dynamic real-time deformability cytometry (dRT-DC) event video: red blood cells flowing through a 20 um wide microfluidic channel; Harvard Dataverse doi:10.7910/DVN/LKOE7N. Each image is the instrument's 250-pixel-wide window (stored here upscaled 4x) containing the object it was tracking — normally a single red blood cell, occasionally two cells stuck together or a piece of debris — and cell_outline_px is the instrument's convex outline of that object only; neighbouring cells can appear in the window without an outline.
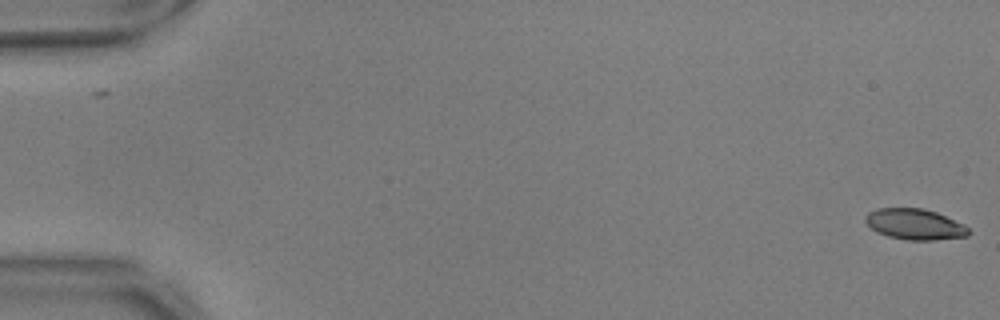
{"species": "common noctule bat (a hibernating species)", "species_latin": "Nyctalus noctula", "temperature_condition": "warm", "stored_images_in_passage": 55, "camera_frame_rate_fps": 3000, "um_per_image_px": 0.085, "animal": {"sex": "male", "body_mass_g": 17.9, "forearm_length_mm": 54.2}, "frame": {"image": 1, "passage_image": 1, "time_ms": 0.0, "image_size_px": [1000, 320], "cell_outline_px": [[972, 232], [968, 236], [936, 240], [908, 240], [888, 236], [876, 232], [864, 220], [864, 216], [868, 212], [876, 208], [924, 208], [936, 212], [964, 224]], "centroid_in_image_um": [77.76, 19.06], "position_along_channel_um": 7.2, "area_um2": 18.67}}
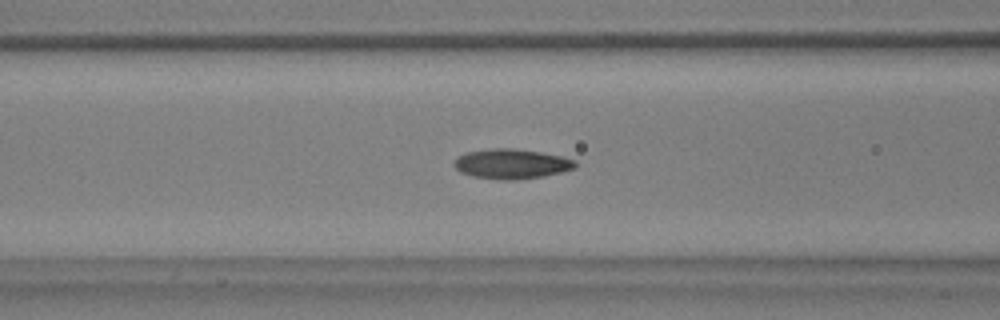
{"frame": {"image": 2, "passage_image": 23, "time_ms": 7.333, "image_size_px": [1000, 320], "cell_outline_px": [[576, 168], [544, 176], [516, 180], [504, 180], [472, 176], [460, 172], [452, 164], [464, 152], [488, 148], [512, 148], [540, 152], [560, 156], [576, 160]], "centroid_in_image_um": [43.47, 13.92], "position_along_channel_um": 123.1, "area_um2": 21.1}}
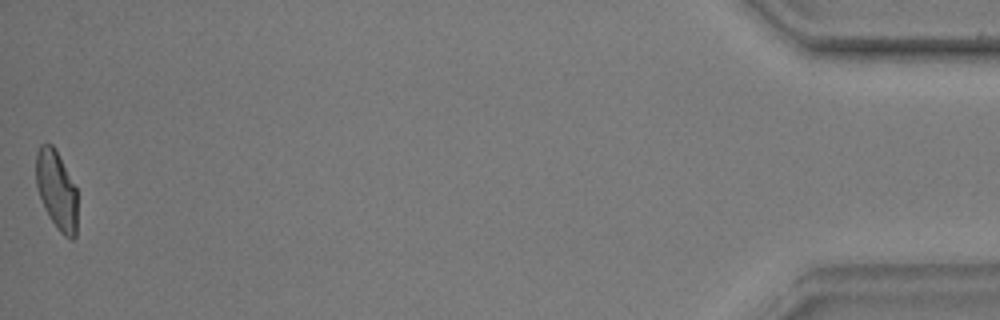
{"frame": {"image": 3, "passage_image": 55, "time_ms": 18.0, "image_size_px": [1000, 320], "cell_outline_px": [[76, 236], [72, 240], [64, 236], [60, 232], [48, 216], [44, 208], [36, 184], [36, 152], [40, 144], [52, 144], [56, 148], [76, 188]], "centroid_in_image_um": [4.8, 16.14], "position_along_channel_um": 430.4, "area_um2": 19.02}, "authors_computed_cell_mechanics": {"area_um2": 19.7676, "velocity_mm_per_s": 3.7213, "shape_relaxation_time_tau1_ms": 3.6916, "shape_relaxation_time_tau2_ms": 1.3993, "deformation_change_tau1": 0.1468, "deformation_change_tau2": 0.0652}}